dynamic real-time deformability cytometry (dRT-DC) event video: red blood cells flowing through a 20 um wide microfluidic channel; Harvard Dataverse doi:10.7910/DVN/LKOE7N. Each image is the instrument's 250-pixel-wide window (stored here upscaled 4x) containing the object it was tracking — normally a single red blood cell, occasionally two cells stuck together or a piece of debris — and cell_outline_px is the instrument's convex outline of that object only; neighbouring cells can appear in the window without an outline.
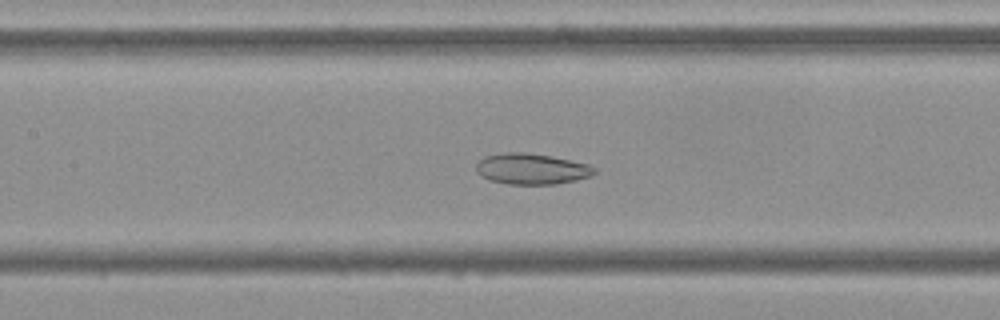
{"species": "Egyptian fruit bat (a non-hibernating species)", "species_latin": "Rousettus aegyptiacus", "temperature_condition": "cold", "stored_images_in_passage": 47, "camera_frame_rate_fps": 3000, "um_per_image_px": 0.085, "frame": {"image": 1, "passage_image": 16, "time_ms": 5.0, "image_size_px": [1000, 320], "cell_outline_px": [[596, 172], [592, 176], [576, 180], [556, 184], [508, 184], [492, 180], [480, 176], [476, 172], [476, 164], [484, 156], [504, 152], [524, 152], [552, 156], [588, 164], [596, 168]], "centroid_in_image_um": [45.19, 14.35], "position_along_channel_um": 162.2, "area_um2": 21.39}}
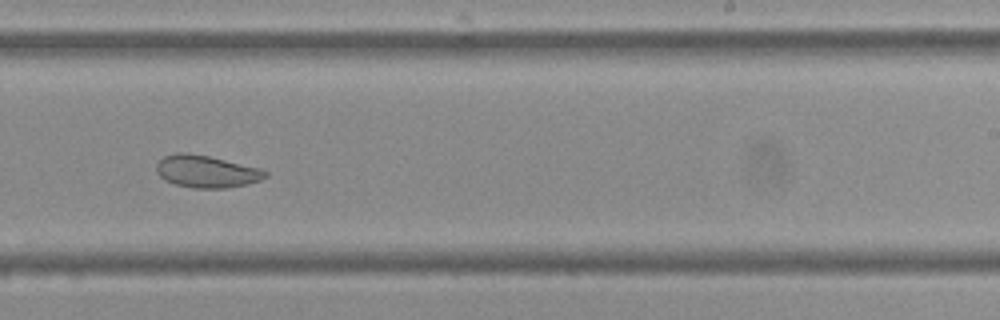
{"frame": {"image": 2, "passage_image": 25, "time_ms": 8.0, "image_size_px": [1000, 320], "cell_outline_px": [[268, 176], [260, 180], [248, 184], [224, 188], [192, 188], [176, 184], [164, 180], [156, 172], [156, 164], [164, 156], [176, 152], [188, 152], [208, 156], [260, 168], [268, 172]], "centroid_in_image_um": [17.53, 14.57], "position_along_channel_um": 271.5, "area_um2": 20.52}}
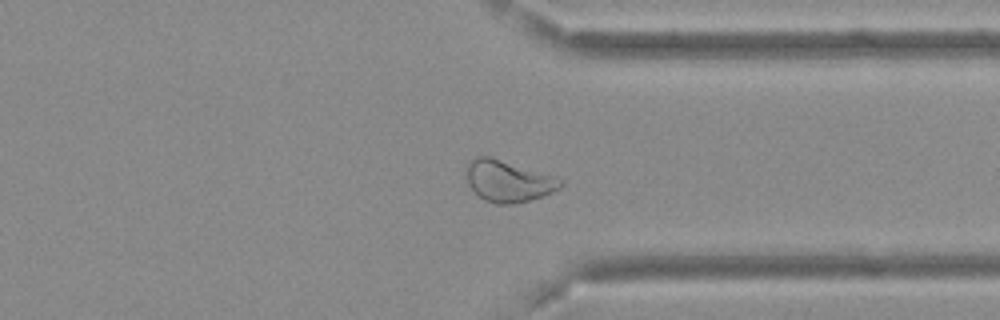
{"frame": {"image": 3, "passage_image": 33, "time_ms": 10.667, "image_size_px": [1000, 320], "cell_outline_px": [[564, 184], [552, 192], [528, 200], [512, 204], [496, 204], [484, 200], [468, 184], [468, 164], [476, 156], [488, 156], [556, 176], [564, 180]], "centroid_in_image_um": [43.23, 15.39], "position_along_channel_um": 368.2, "area_um2": 22.31}, "authors_computed_cell_mechanics": {"area_um2": 23.987, "velocity_mm_per_s": 3.655, "shape_relaxation_time_tau1_ms": null, "shape_relaxation_time_tau2_ms": 3.809, "deformation_change_tau1": null, "deformation_change_tau2": 0.084}}